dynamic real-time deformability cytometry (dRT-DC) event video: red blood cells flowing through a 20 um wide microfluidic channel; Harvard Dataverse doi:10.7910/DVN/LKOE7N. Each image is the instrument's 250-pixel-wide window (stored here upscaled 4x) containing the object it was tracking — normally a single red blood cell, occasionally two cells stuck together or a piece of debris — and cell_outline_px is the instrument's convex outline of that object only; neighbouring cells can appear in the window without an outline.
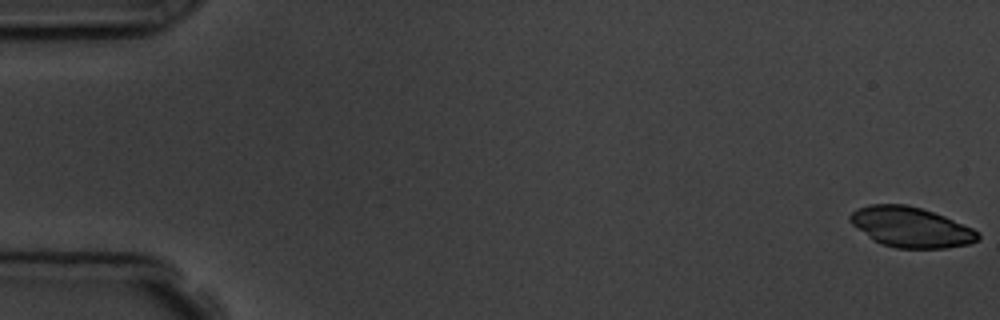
{"species": "common noctule bat (a hibernating species)", "species_latin": "Nyctalus noctula", "temperature_condition": "room temperature", "stored_images_in_passage": 6, "camera_frame_rate_fps": 3000, "um_per_image_px": 0.085, "animal": {"sex": "male", "body_mass_g": 19.5, "forearm_length_mm": 54.6}, "frame": {"image": 1, "passage_image": 1, "time_ms": 0.0, "image_size_px": [1000, 320], "cell_outline_px": [[980, 240], [968, 244], [944, 248], [896, 248], [872, 240], [852, 224], [848, 220], [848, 216], [856, 208], [868, 204], [908, 204], [944, 216], [972, 228], [980, 232]], "centroid_in_image_um": [77.4, 19.3], "position_along_channel_um": 7.6, "area_um2": 30.0}}